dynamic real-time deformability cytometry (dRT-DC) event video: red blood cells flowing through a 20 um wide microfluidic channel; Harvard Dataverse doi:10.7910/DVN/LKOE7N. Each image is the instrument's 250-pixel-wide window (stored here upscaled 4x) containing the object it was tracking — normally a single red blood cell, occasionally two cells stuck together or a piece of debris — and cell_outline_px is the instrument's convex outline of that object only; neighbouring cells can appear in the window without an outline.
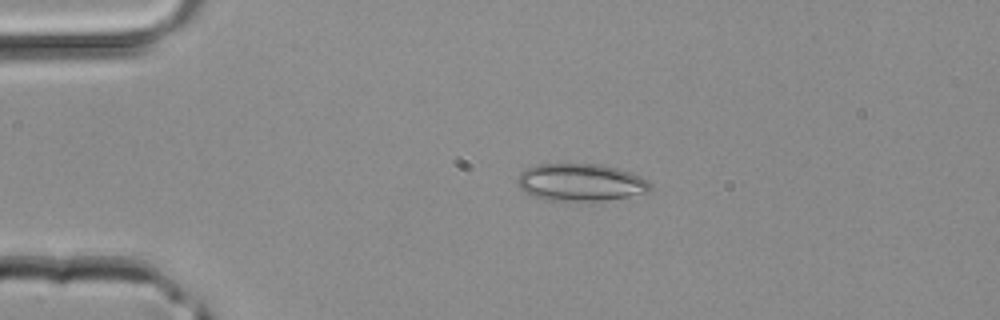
{"species": "common noctule bat (a hibernating species)", "species_latin": "Nyctalus noctula", "temperature_condition": "room temperature", "stored_images_in_passage": 33, "camera_frame_rate_fps": 3000, "um_per_image_px": 0.085, "animal": {"sex": "male", "body_mass_g": 20.4}, "frame": {"image": 1, "passage_image": 2, "time_ms": 0.333, "image_size_px": [1000, 320], "cell_outline_px": [[652, 188], [648, 192], [628, 196], [600, 200], [548, 200], [532, 196], [520, 188], [516, 180], [516, 176], [520, 172], [536, 164], [604, 164], [620, 168], [632, 172], [648, 180], [652, 184]], "centroid_in_image_um": [49.36, 15.48], "position_along_channel_um": 35.6, "area_um2": 29.02}}
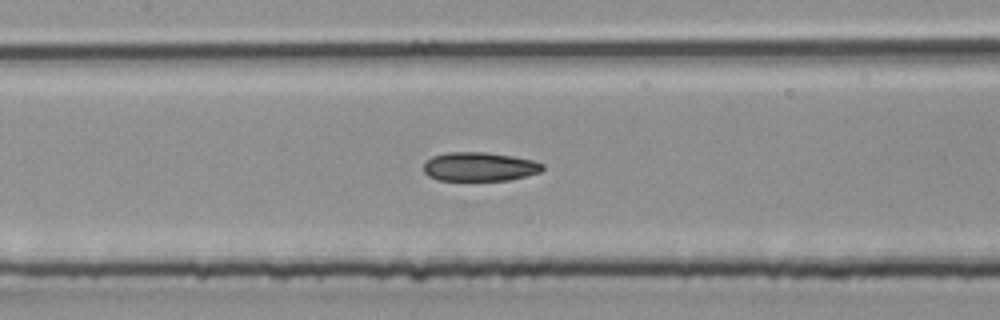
{"frame": {"image": 2, "passage_image": 12, "time_ms": 3.667, "image_size_px": [1000, 320], "cell_outline_px": [[544, 168], [540, 172], [508, 180], [436, 180], [428, 176], [424, 172], [424, 164], [432, 156], [448, 152], [484, 152], [512, 156], [536, 160], [544, 164]], "centroid_in_image_um": [40.76, 14.16], "position_along_channel_um": 166.6, "area_um2": 20.06}}
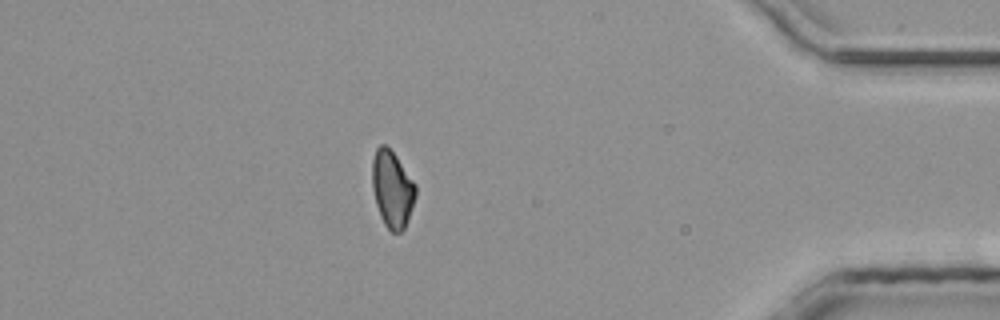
{"frame": {"image": 3, "passage_image": 28, "time_ms": 9.0, "image_size_px": [1000, 320], "cell_outline_px": [[416, 196], [408, 220], [404, 228], [400, 232], [392, 232], [384, 224], [380, 216], [376, 204], [372, 188], [372, 160], [376, 148], [380, 144], [384, 144], [396, 156], [416, 184]], "centroid_in_image_um": [33.33, 16.07], "position_along_channel_um": 401.9, "area_um2": 19.42}}